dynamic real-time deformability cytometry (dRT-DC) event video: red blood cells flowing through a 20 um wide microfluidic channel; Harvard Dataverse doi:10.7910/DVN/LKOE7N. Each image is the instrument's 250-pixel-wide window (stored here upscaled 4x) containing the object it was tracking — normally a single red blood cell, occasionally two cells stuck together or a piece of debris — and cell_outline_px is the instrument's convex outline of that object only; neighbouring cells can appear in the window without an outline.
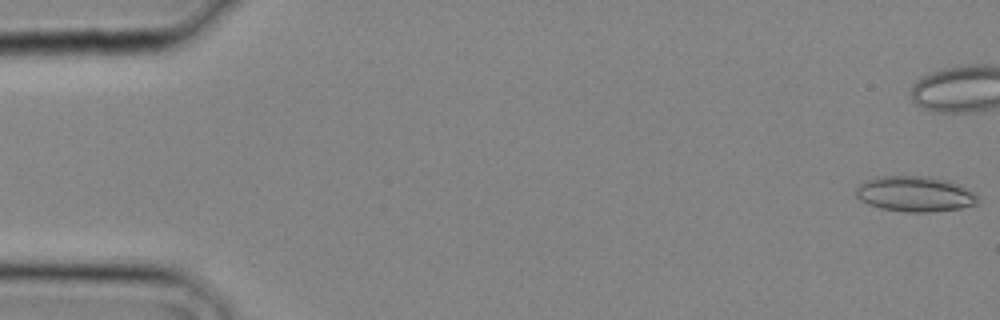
{"species": "common noctule bat (a hibernating species)", "species_latin": "Nyctalus noctula", "temperature_condition": "cold", "stored_images_in_passage": 16, "camera_frame_rate_fps": 3000, "um_per_image_px": 0.085, "animal": {"sex": "male", "body_mass_g": 20.4}, "frame": {"image": 1, "passage_image": 1, "time_ms": 0.0, "image_size_px": [1000, 320], "cell_outline_px": [[976, 204], [960, 208], [928, 212], [908, 212], [880, 208], [868, 204], [860, 200], [856, 196], [856, 188], [860, 184], [868, 180], [884, 176], [924, 176], [952, 180], [968, 188], [976, 196]], "centroid_in_image_um": [77.77, 16.48], "position_along_channel_um": 7.2, "area_um2": 25.03}}
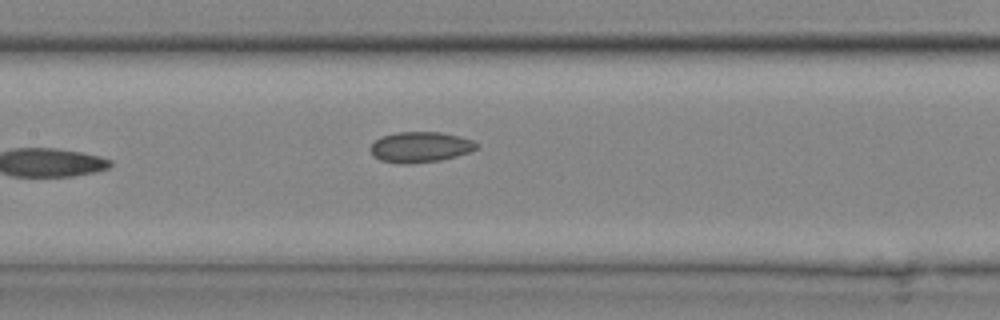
{"frame": {"image": 2, "passage_image": 16, "time_ms": 5.0, "image_size_px": [1000, 320], "cell_outline_px": [[480, 144], [476, 148], [468, 152], [456, 156], [440, 160], [408, 164], [400, 164], [380, 160], [372, 156], [372, 144], [380, 136], [396, 132], [440, 132], [460, 136], [472, 140]], "centroid_in_image_um": [35.72, 12.5], "position_along_channel_um": 171.7, "area_um2": 18.9}}